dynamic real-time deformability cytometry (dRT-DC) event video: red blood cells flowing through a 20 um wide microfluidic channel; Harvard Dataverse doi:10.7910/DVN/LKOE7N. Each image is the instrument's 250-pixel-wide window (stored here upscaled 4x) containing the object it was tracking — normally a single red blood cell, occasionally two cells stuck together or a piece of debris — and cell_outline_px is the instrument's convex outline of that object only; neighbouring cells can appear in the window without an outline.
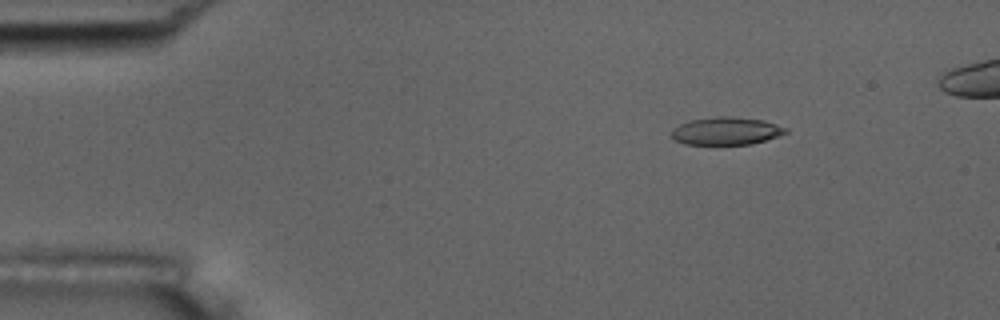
{"species": "common noctule bat (a hibernating species)", "species_latin": "Nyctalus noctula", "temperature_condition": "room temperature", "stored_images_in_passage": 52, "camera_frame_rate_fps": 3000, "um_per_image_px": 0.085, "animal": {"sex": "male", "body_mass_g": 17.5, "forearm_length_mm": 52.3}, "frame": {"image": 1, "passage_image": 8, "time_ms": 2.333, "image_size_px": [1000, 320], "cell_outline_px": [[788, 132], [752, 144], [684, 144], [676, 140], [672, 136], [672, 128], [680, 124], [692, 120], [716, 116], [728, 116], [764, 120], [788, 128]], "centroid_in_image_um": [61.73, 11.13], "position_along_channel_um": 23.3, "area_um2": 18.26}, "authors_computed_cell_mechanics": {"area_um2": 19.3919, "velocity_mm_per_s": 3.7485, "shape_relaxation_time_tau1_ms": null, "shape_relaxation_time_tau2_ms": 1.7123, "deformation_change_tau1": null, "deformation_change_tau2": 0.1034}}